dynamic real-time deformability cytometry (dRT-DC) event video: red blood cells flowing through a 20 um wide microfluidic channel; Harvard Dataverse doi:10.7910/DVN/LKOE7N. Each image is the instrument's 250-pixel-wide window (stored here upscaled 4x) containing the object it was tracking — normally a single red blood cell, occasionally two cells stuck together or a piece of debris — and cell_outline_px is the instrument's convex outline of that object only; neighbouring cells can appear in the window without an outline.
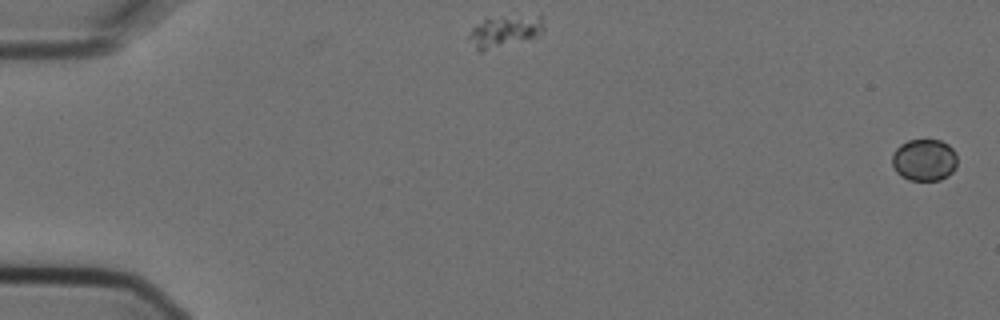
{"species": "Egyptian fruit bat (a non-hibernating species)", "species_latin": "Rousettus aegyptiacus", "temperature_condition": "cold", "stored_images_in_passage": 5, "camera_frame_rate_fps": 3000, "um_per_image_px": 0.085, "animal": {"sex": "female"}, "frame": {"image": 1, "passage_image": 1, "time_ms": 0.0, "image_size_px": [1000, 320], "cell_outline_px": [[956, 168], [948, 176], [940, 180], [908, 180], [900, 176], [896, 172], [892, 164], [892, 156], [896, 148], [900, 144], [908, 140], [940, 140], [948, 144], [956, 152]], "centroid_in_image_um": [78.56, 13.6], "position_along_channel_um": 6.4, "area_um2": 16.07}}